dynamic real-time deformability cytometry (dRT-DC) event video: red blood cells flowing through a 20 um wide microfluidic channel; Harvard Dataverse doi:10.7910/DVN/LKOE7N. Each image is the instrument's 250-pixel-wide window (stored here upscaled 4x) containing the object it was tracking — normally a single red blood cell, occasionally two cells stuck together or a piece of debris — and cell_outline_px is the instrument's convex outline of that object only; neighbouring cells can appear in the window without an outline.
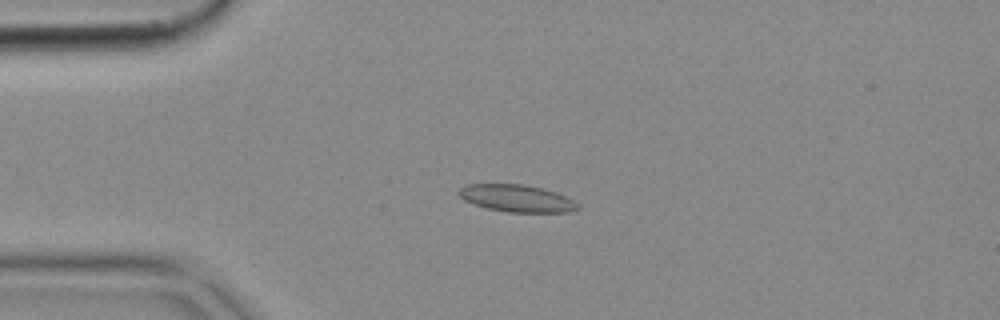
{"species": "common noctule bat (a hibernating species)", "species_latin": "Nyctalus noctula", "temperature_condition": "cold", "stored_images_in_passage": 33, "camera_frame_rate_fps": 3000, "um_per_image_px": 0.085, "animal": {"sex": "female", "body_mass_g": 18.4}, "frame": {"image": 1, "passage_image": 11, "time_ms": 3.333, "image_size_px": [1000, 320], "cell_outline_px": [[580, 208], [568, 212], [508, 212], [488, 208], [464, 200], [456, 192], [460, 188], [468, 184], [524, 184], [544, 188], [556, 192], [580, 204]], "centroid_in_image_um": [43.94, 16.85], "position_along_channel_um": 41.1, "area_um2": 18.79}}
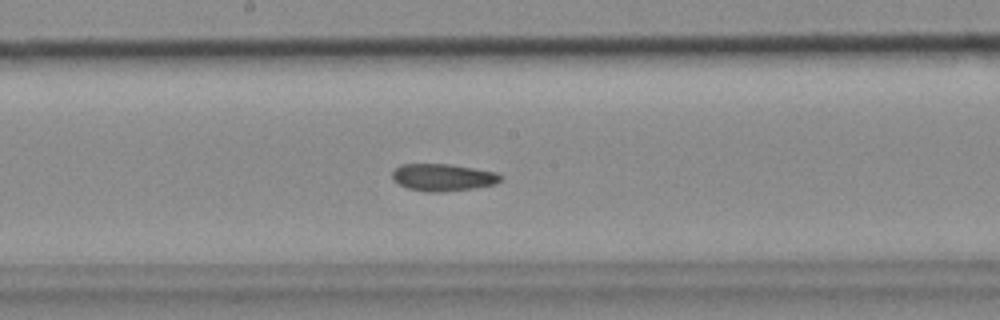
{"frame": {"image": 2, "passage_image": 26, "time_ms": 8.333, "image_size_px": [1000, 320], "cell_outline_px": [[504, 180], [496, 184], [476, 188], [440, 192], [428, 192], [408, 188], [400, 184], [392, 176], [392, 172], [400, 164], [448, 164], [496, 172], [504, 176]], "centroid_in_image_um": [37.72, 15.08], "position_along_channel_um": 210.5, "area_um2": 17.17}}
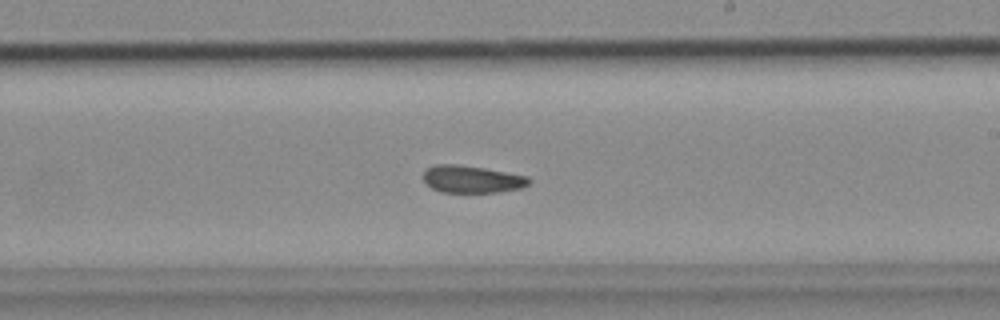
{"frame": {"image": 3, "passage_image": 29, "time_ms": 9.333, "image_size_px": [1000, 320], "cell_outline_px": [[532, 180], [528, 184], [520, 188], [496, 192], [440, 192], [432, 188], [424, 180], [424, 168], [436, 164], [456, 164], [484, 168], [528, 176]], "centroid_in_image_um": [40.09, 15.22], "position_along_channel_um": 248.9, "area_um2": 16.76}}